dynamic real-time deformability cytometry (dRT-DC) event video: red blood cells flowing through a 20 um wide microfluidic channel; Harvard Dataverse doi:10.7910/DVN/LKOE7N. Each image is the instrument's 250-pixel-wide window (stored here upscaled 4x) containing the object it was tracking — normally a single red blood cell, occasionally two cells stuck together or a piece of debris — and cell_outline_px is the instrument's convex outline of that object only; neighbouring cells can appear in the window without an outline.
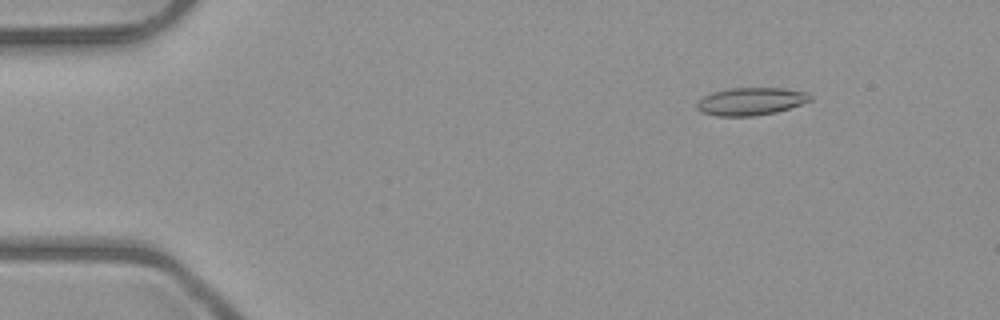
{"species": "common noctule bat (a hibernating species)", "species_latin": "Nyctalus noctula", "temperature_condition": "room temperature", "stored_images_in_passage": 4, "camera_frame_rate_fps": 3000, "um_per_image_px": 0.085, "animal": {"sex": "male", "body_mass_g": 23.1, "forearm_length_mm": 52.7}, "frame": {"image": 1, "passage_image": 2, "time_ms": 1.0, "image_size_px": [1000, 320], "cell_outline_px": [[812, 100], [776, 112], [756, 116], [716, 116], [700, 112], [696, 108], [696, 104], [704, 96], [712, 92], [728, 88], [780, 88], [808, 92], [812, 96]], "centroid_in_image_um": [63.8, 8.62], "position_along_channel_um": 21.2, "area_um2": 18.32}}